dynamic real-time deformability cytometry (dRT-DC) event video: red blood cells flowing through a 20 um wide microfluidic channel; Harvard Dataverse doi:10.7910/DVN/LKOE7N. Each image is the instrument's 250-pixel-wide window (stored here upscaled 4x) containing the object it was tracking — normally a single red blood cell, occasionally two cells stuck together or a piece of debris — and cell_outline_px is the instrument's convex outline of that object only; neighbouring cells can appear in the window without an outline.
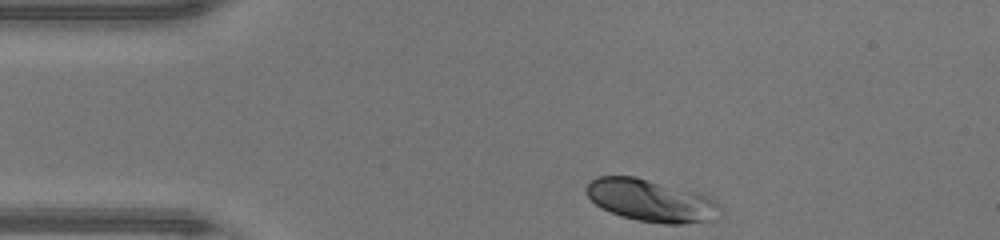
{"species": "human", "species_latin": "Homo sapiens", "temperature_condition": "warm", "stored_images_in_passage": 31, "camera_frame_rate_fps": 3000, "um_per_image_px": 0.085, "donor": {"sex": "male"}, "frame": {"image": 1, "passage_image": 1, "time_ms": 0.0, "image_size_px": [1000, 240], "cell_outline_px": [[716, 204], [708, 220], [680, 224], [664, 224], [636, 220], [620, 216], [596, 204], [584, 192], [584, 188], [596, 176], [632, 176], [704, 196], [712, 200]], "centroid_in_image_um": [55.12, 17.04], "position_along_channel_um": 29.9, "area_um2": 31.15}}
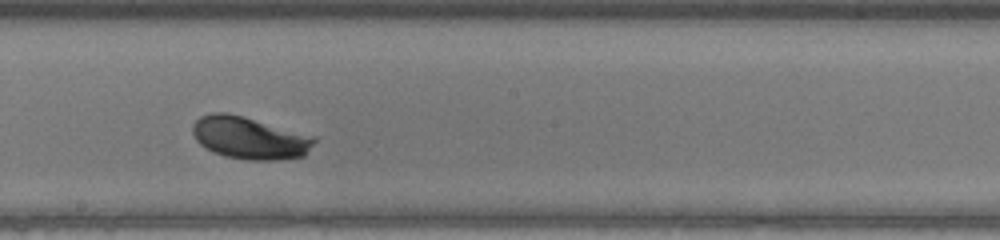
{"frame": {"image": 2, "passage_image": 18, "time_ms": 5.667, "image_size_px": [1000, 240], "cell_outline_px": [[316, 140], [304, 156], [280, 160], [248, 160], [224, 156], [200, 144], [196, 140], [192, 132], [192, 124], [200, 116], [212, 112], [228, 112], [244, 116], [316, 136]], "centroid_in_image_um": [21.22, 11.71], "position_along_channel_um": 227.0, "area_um2": 30.17}}
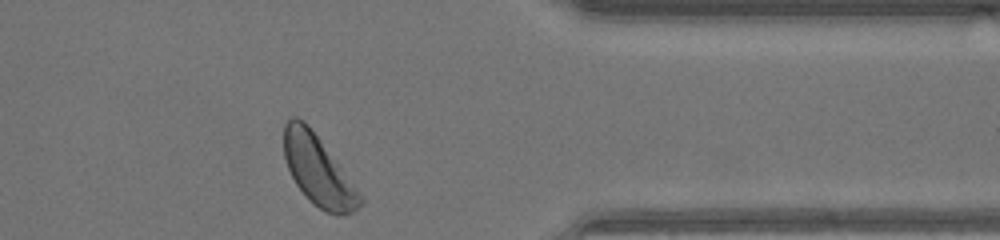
{"frame": {"image": 3, "passage_image": 30, "time_ms": 9.667, "image_size_px": [1000, 240], "cell_outline_px": [[364, 204], [352, 212], [344, 216], [336, 216], [324, 212], [296, 184], [288, 168], [284, 156], [284, 124], [292, 116], [296, 116], [304, 120], [356, 188], [364, 200]], "centroid_in_image_um": [27.04, 14.51], "position_along_channel_um": 384.4, "area_um2": 30.17}, "authors_computed_cell_mechanics": {"area_um2": 29.9404, "velocity_mm_per_s": 4.371, "shape_relaxation_time_tau1_ms": 1.5693, "shape_relaxation_time_tau2_ms": 7.7691, "deformation_change_tau1": 0.1167, "deformation_change_tau2": 0.195}}